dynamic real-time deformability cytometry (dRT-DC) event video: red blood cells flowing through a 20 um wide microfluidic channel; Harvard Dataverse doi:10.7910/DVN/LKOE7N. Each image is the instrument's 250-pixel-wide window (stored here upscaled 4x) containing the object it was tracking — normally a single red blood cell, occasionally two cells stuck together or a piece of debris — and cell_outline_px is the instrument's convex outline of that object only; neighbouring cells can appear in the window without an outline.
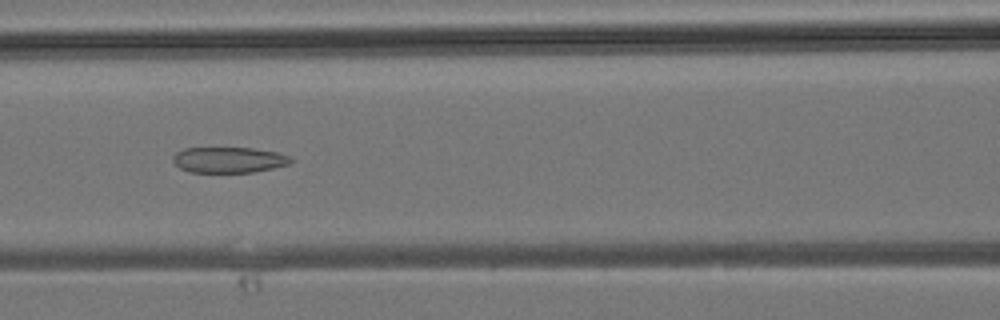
{"species": "common noctule bat (a hibernating species)", "species_latin": "Nyctalus noctula", "temperature_condition": "room temperature", "stored_images_in_passage": 38, "camera_frame_rate_fps": 3000, "um_per_image_px": 0.085, "animal": {"sex": "male", "body_mass_g": 19.2, "forearm_length_mm": 51.8}, "frame": {"image": 1, "passage_image": 16, "time_ms": 5.0, "image_size_px": [1000, 320], "cell_outline_px": [[296, 160], [292, 164], [252, 172], [188, 172], [180, 168], [172, 160], [172, 156], [176, 152], [184, 148], [252, 148], [276, 152], [288, 156]], "centroid_in_image_um": [19.46, 13.59], "position_along_channel_um": 147.1, "area_um2": 17.74}}
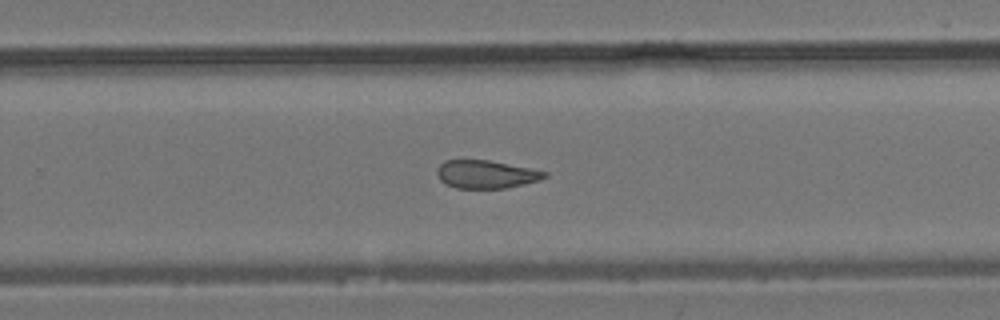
{"frame": {"image": 2, "passage_image": 24, "time_ms": 7.667, "image_size_px": [1000, 320], "cell_outline_px": [[548, 176], [540, 180], [524, 184], [504, 188], [456, 188], [444, 184], [440, 180], [436, 172], [440, 164], [444, 160], [488, 160], [532, 168], [548, 172]], "centroid_in_image_um": [41.32, 14.81], "position_along_channel_um": 288.5, "area_um2": 17.69}}
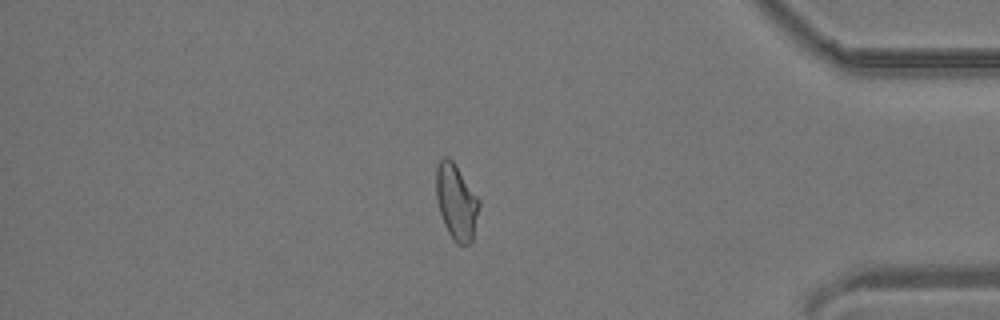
{"frame": {"image": 3, "passage_image": 32, "time_ms": 10.333, "image_size_px": [1000, 320], "cell_outline_px": [[480, 204], [472, 244], [456, 244], [452, 240], [444, 224], [440, 212], [436, 196], [436, 164], [444, 156], [448, 156], [452, 160], [480, 200]], "centroid_in_image_um": [38.79, 17.18], "position_along_channel_um": 396.4, "area_um2": 19.02}}